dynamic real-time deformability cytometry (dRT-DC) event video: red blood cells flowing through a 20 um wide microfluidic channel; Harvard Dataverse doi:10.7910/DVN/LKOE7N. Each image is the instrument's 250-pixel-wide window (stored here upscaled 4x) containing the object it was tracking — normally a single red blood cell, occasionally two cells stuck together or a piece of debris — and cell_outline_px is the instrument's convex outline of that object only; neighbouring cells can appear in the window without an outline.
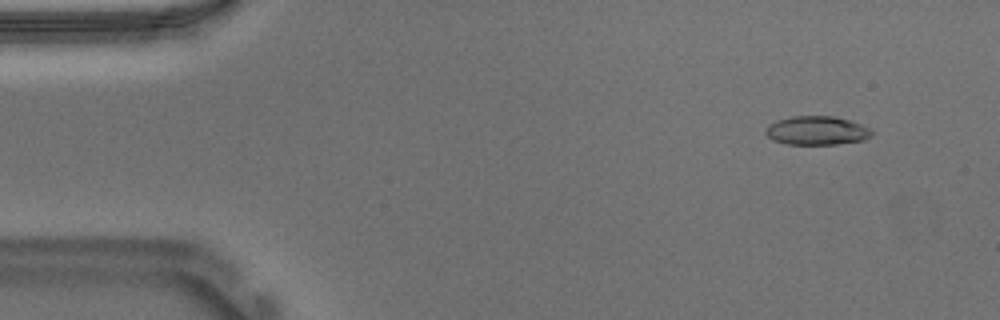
{"species": "Egyptian fruit bat (a non-hibernating species)", "species_latin": "Rousettus aegyptiacus", "temperature_condition": "warm", "stored_images_in_passage": 41, "camera_frame_rate_fps": 3000, "um_per_image_px": 0.085, "animal": {"sex": "male"}, "frame": {"image": 1, "passage_image": 5, "time_ms": 1.333, "image_size_px": [1000, 320], "cell_outline_px": [[872, 136], [864, 140], [836, 144], [788, 144], [772, 140], [764, 132], [768, 124], [776, 120], [792, 116], [832, 116], [848, 120], [872, 128]], "centroid_in_image_um": [69.42, 11.09], "position_along_channel_um": 15.6, "area_um2": 17.86}}
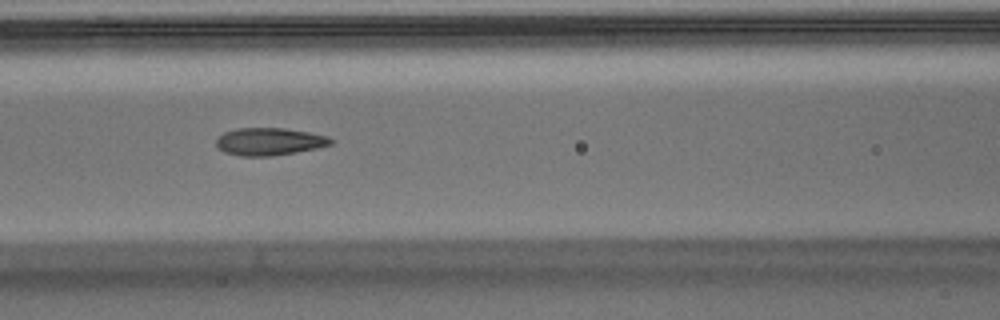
{"frame": {"image": 2, "passage_image": 23, "time_ms": 7.333, "image_size_px": [1000, 320], "cell_outline_px": [[336, 140], [332, 144], [316, 148], [296, 152], [272, 156], [240, 156], [224, 152], [216, 144], [216, 140], [224, 132], [236, 128], [284, 128], [308, 132], [328, 136]], "centroid_in_image_um": [22.92, 12.03], "position_along_channel_um": 143.7, "area_um2": 18.38}}
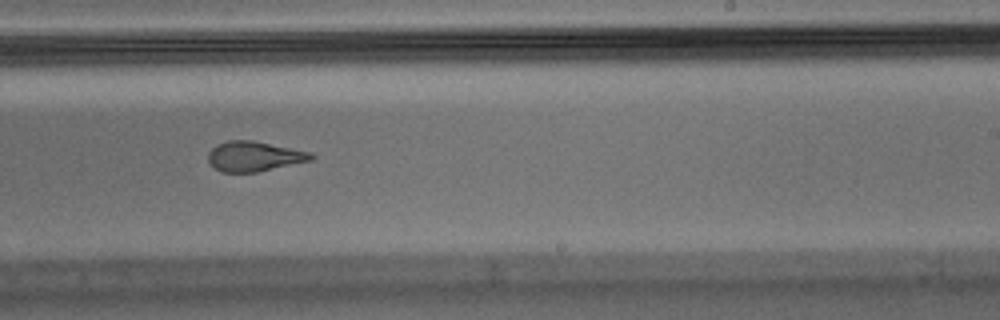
{"frame": {"image": 3, "passage_image": 33, "time_ms": 10.667, "image_size_px": [1000, 320], "cell_outline_px": [[316, 156], [312, 160], [256, 172], [220, 172], [208, 160], [208, 152], [216, 144], [228, 140], [252, 140], [312, 152]], "centroid_in_image_um": [21.61, 13.28], "position_along_channel_um": 267.4, "area_um2": 17.98}}